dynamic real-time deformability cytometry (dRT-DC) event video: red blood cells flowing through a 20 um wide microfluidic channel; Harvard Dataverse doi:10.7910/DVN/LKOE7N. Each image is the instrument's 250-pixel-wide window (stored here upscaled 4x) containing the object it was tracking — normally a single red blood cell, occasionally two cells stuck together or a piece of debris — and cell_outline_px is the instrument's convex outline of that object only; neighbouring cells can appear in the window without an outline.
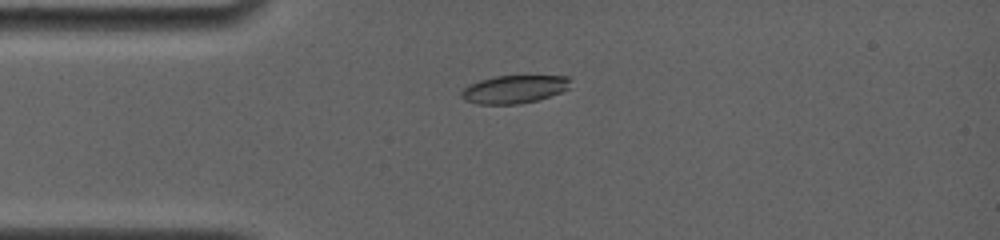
{"species": "common noctule bat (a hibernating species)", "species_latin": "Nyctalus noctula", "temperature_condition": "room temperature", "stored_images_in_passage": 45, "camera_frame_rate_fps": 4000, "um_per_image_px": 0.085, "animal": {"sex": "female", "body_mass_g": 19.0, "forearm_length_mm": 56.7}, "frame": {"image": 1, "passage_image": 7, "time_ms": 1.5, "image_size_px": [1000, 240], "cell_outline_px": [[572, 88], [536, 100], [520, 104], [476, 104], [464, 100], [460, 96], [460, 92], [468, 84], [480, 80], [496, 76], [568, 76]], "centroid_in_image_um": [43.68, 7.59], "position_along_channel_um": 41.3, "area_um2": 17.86}}
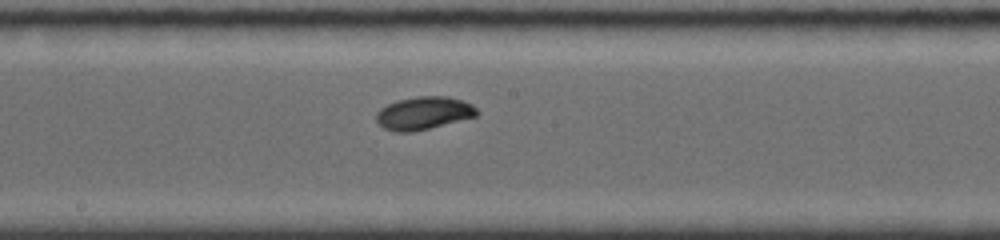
{"frame": {"image": 2, "passage_image": 24, "time_ms": 6.5, "image_size_px": [1000, 240], "cell_outline_px": [[480, 112], [476, 116], [412, 132], [396, 132], [384, 128], [376, 120], [376, 112], [380, 108], [396, 100], [416, 96], [448, 96], [472, 104]], "centroid_in_image_um": [35.99, 9.6], "position_along_channel_um": 212.2, "area_um2": 19.19}}
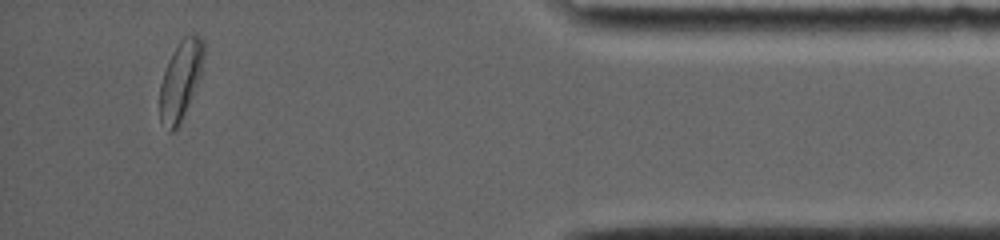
{"frame": {"image": 3, "passage_image": 40, "time_ms": 13.0, "image_size_px": [1000, 240], "cell_outline_px": [[204, 56], [200, 76], [180, 124], [172, 132], [168, 132], [160, 120], [160, 84], [168, 60], [172, 52], [180, 40], [184, 36], [192, 32], [196, 32], [204, 40]], "centroid_in_image_um": [15.35, 6.77], "position_along_channel_um": 419.8, "area_um2": 20.35}, "authors_computed_cell_mechanics": {"area_um2": 18.8428, "velocity_mm_per_s": 3.7663, "shape_relaxation_time_tau1_ms": 3.5519, "shape_relaxation_time_tau2_ms": 6.9838, "deformation_change_tau1": 0.136, "deformation_change_tau2": 0.058}}